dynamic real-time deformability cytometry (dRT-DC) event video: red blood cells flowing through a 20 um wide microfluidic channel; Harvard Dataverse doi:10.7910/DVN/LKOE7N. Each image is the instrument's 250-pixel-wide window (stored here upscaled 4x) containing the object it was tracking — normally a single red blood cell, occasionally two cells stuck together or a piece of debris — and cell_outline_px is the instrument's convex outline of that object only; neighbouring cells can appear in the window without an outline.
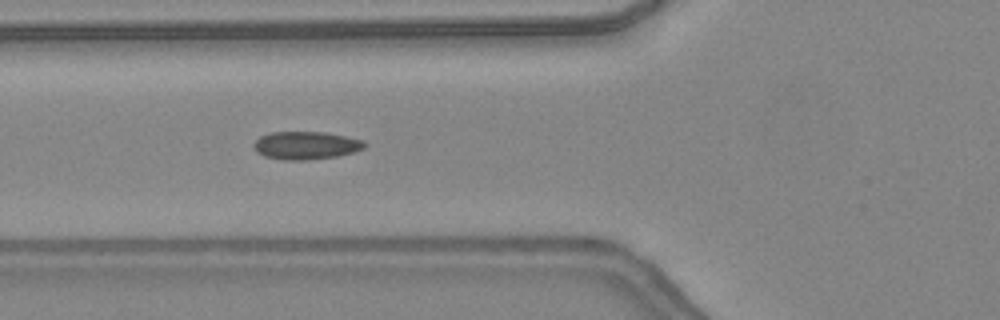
{"species": "common noctule bat (a hibernating species)", "species_latin": "Nyctalus noctula", "temperature_condition": "warm", "stored_images_in_passage": 48, "camera_frame_rate_fps": 3000, "um_per_image_px": 0.085, "animal": {"sex": "female", "body_mass_g": 24.6, "forearm_length_mm": 56.2}, "frame": {"image": 1, "passage_image": 19, "time_ms": 6.0, "image_size_px": [1000, 320], "cell_outline_px": [[364, 148], [352, 152], [336, 156], [308, 160], [280, 160], [264, 156], [256, 152], [252, 144], [260, 136], [272, 132], [324, 132], [364, 140]], "centroid_in_image_um": [25.95, 12.36], "position_along_channel_um": 99.9, "area_um2": 17.98}}
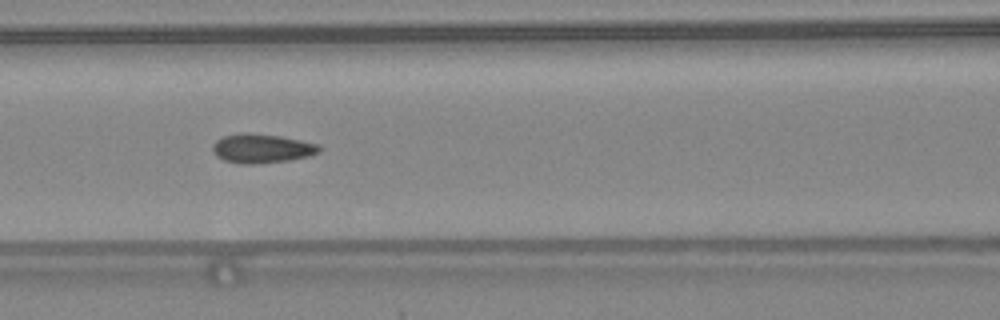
{"frame": {"image": 2, "passage_image": 22, "time_ms": 7.0, "image_size_px": [1000, 320], "cell_outline_px": [[320, 152], [312, 156], [288, 160], [256, 164], [240, 164], [224, 160], [216, 156], [212, 148], [212, 144], [216, 140], [224, 136], [244, 132], [248, 132], [280, 136], [320, 144]], "centroid_in_image_um": [22.26, 12.62], "position_along_channel_um": 144.3, "area_um2": 18.26}}
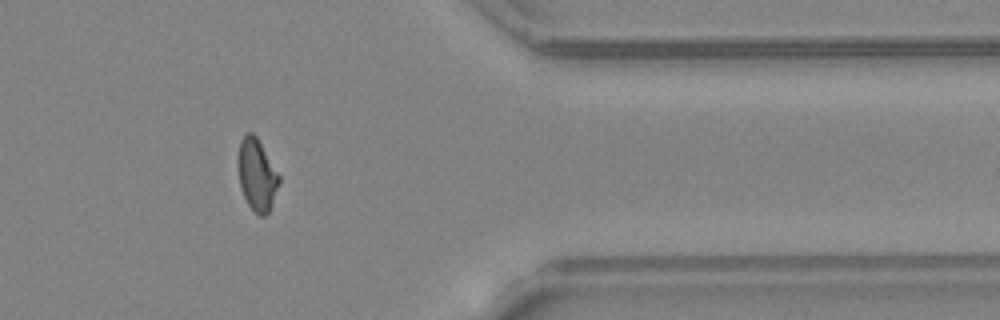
{"frame": {"image": 3, "passage_image": 40, "time_ms": 13.0, "image_size_px": [1000, 320], "cell_outline_px": [[280, 180], [268, 212], [264, 216], [260, 216], [248, 204], [240, 188], [236, 160], [240, 140], [248, 132], [252, 132], [256, 136], [280, 176]], "centroid_in_image_um": [21.79, 14.82], "position_along_channel_um": 389.6, "area_um2": 17.05}, "authors_computed_cell_mechanics": {"area_um2": 17.1666, "velocity_mm_per_s": 4.4114, "shape_relaxation_time_tau1_ms": null, "shape_relaxation_time_tau2_ms": 1.026, "deformation_change_tau1": null, "deformation_change_tau2": 0.0702}}